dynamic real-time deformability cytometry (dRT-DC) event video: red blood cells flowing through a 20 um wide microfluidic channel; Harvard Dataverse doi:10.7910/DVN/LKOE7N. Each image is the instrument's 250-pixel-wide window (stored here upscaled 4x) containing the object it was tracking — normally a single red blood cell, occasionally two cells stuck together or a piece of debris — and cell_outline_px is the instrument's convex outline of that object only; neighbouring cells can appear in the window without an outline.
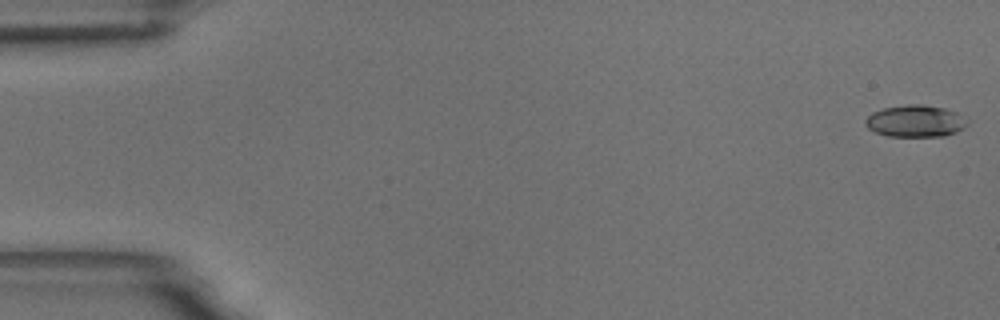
{"species": "common noctule bat (a hibernating species)", "species_latin": "Nyctalus noctula", "temperature_condition": "room temperature", "stored_images_in_passage": 55, "camera_frame_rate_fps": 3000, "um_per_image_px": 0.085, "animal": {"sex": "male", "body_mass_g": 18.8}, "frame": {"image": 1, "passage_image": 1, "time_ms": 0.0, "image_size_px": [1000, 320], "cell_outline_px": [[968, 124], [964, 128], [956, 132], [944, 136], [888, 136], [876, 132], [868, 128], [864, 124], [864, 120], [872, 112], [884, 108], [908, 104], [924, 104], [944, 108], [956, 112], [968, 120]], "centroid_in_image_um": [77.81, 10.29], "position_along_channel_um": 7.2, "area_um2": 19.02}}
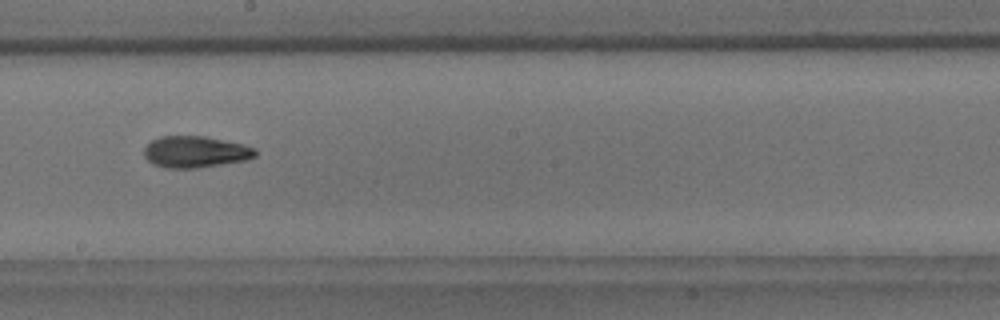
{"frame": {"image": 2, "passage_image": 31, "time_ms": 10.0, "image_size_px": [1000, 320], "cell_outline_px": [[256, 156], [248, 160], [196, 168], [164, 168], [152, 164], [144, 156], [144, 148], [152, 140], [160, 136], [204, 136], [244, 144], [256, 148]], "centroid_in_image_um": [16.61, 12.91], "position_along_channel_um": 231.6, "area_um2": 20.58}}
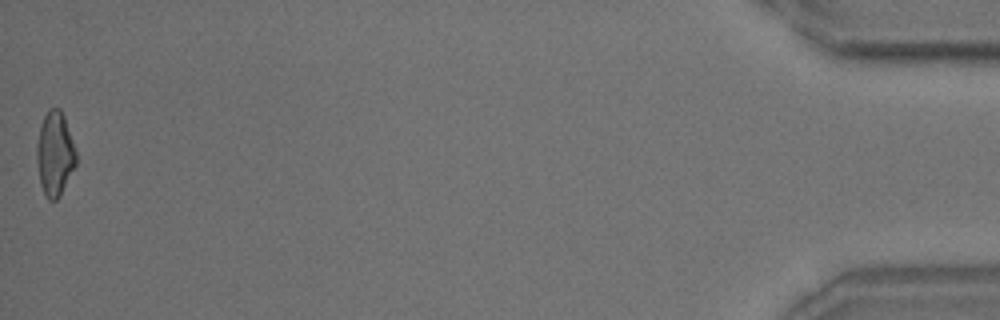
{"frame": {"image": 3, "passage_image": 55, "time_ms": 18.0, "image_size_px": [1000, 320], "cell_outline_px": [[76, 164], [60, 196], [56, 200], [48, 200], [44, 196], [40, 184], [36, 160], [36, 144], [40, 128], [44, 116], [48, 108], [60, 108], [64, 116], [76, 148]], "centroid_in_image_um": [4.65, 13.08], "position_along_channel_um": 430.5, "area_um2": 19.54}, "authors_computed_cell_mechanics": {"area_um2": 19.5364, "velocity_mm_per_s": 3.6912, "shape_relaxation_time_tau1_ms": 4.9139, "shape_relaxation_time_tau2_ms": 3.2197, "deformation_change_tau1": 0.1775, "deformation_change_tau2": 0.1069}}